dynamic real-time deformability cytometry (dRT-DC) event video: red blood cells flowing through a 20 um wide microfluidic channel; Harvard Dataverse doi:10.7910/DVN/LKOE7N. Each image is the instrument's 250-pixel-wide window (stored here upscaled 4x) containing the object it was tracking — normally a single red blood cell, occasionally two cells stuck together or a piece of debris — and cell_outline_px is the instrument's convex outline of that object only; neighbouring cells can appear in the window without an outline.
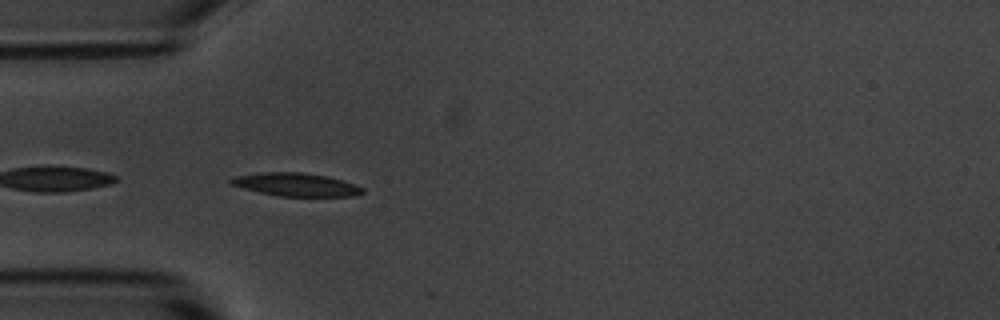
{"species": "common noctule bat (a hibernating species)", "species_latin": "Nyctalus noctula", "temperature_condition": "room temperature", "stored_images_in_passage": 8, "camera_frame_rate_fps": 3000, "um_per_image_px": 0.085, "animal": {"sex": "male", "body_mass_g": 20.1, "forearm_length_mm": 53.5}, "frame": {"image": 1, "passage_image": 4, "time_ms": 3.333, "image_size_px": [1000, 320], "cell_outline_px": [[364, 192], [356, 196], [276, 196], [244, 188], [232, 184], [228, 180], [232, 176], [260, 172], [300, 172], [328, 176], [364, 188]], "centroid_in_image_um": [25.13, 15.68], "position_along_channel_um": 59.9, "area_um2": 17.69}}
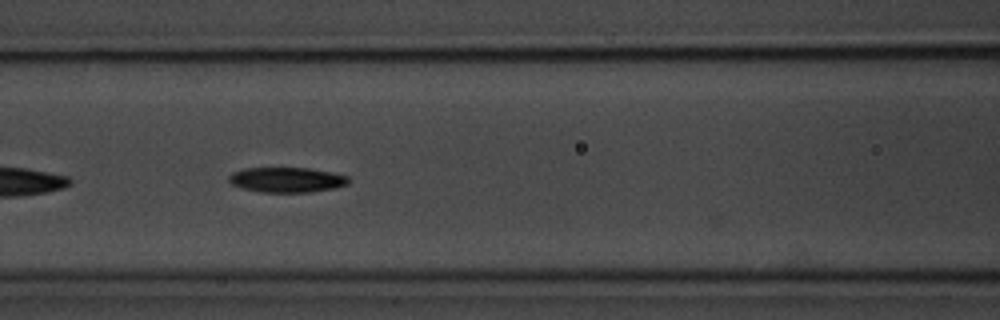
{"frame": {"image": 2, "passage_image": 6, "time_ms": 5.667, "image_size_px": [1000, 320], "cell_outline_px": [[348, 184], [332, 188], [308, 192], [260, 192], [240, 188], [232, 184], [228, 180], [228, 176], [232, 172], [244, 168], [308, 168], [332, 172], [348, 176]], "centroid_in_image_um": [24.32, 15.28], "position_along_channel_um": 142.3, "area_um2": 17.46}}
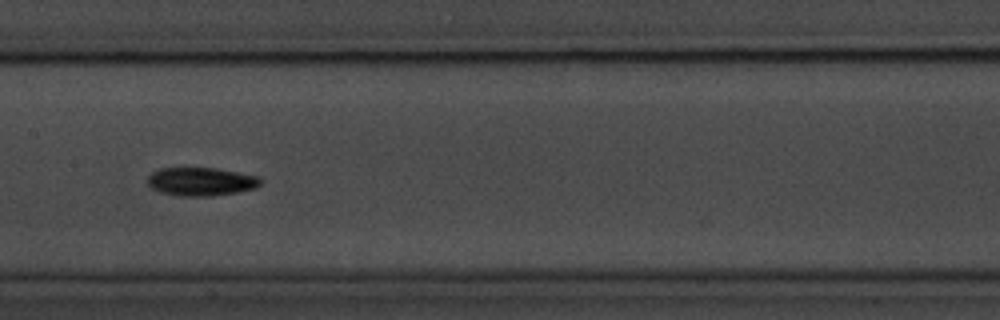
{"frame": {"image": 3, "passage_image": 7, "time_ms": 7.0, "image_size_px": [1000, 320], "cell_outline_px": [[260, 184], [256, 188], [236, 192], [212, 196], [180, 196], [160, 192], [152, 188], [148, 184], [148, 176], [152, 172], [160, 168], [216, 168], [260, 176]], "centroid_in_image_um": [17.09, 15.43], "position_along_channel_um": 190.3, "area_um2": 18.67}}